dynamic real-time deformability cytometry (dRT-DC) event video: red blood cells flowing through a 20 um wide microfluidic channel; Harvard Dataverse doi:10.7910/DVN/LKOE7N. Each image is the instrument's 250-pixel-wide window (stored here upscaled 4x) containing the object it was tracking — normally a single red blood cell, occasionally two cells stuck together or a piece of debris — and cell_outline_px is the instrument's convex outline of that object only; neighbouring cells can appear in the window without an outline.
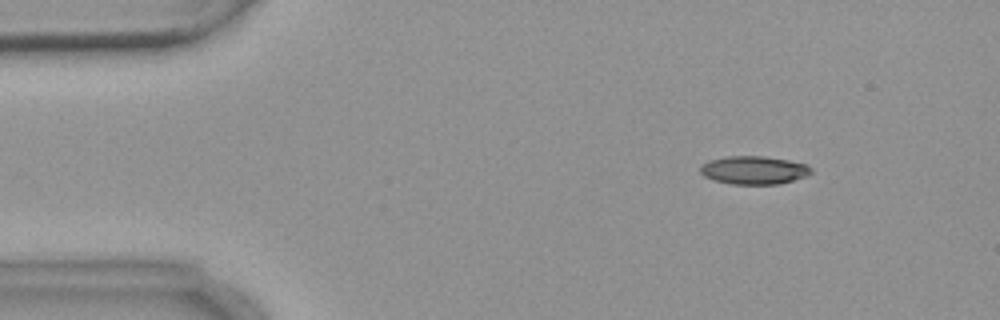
{"species": "common noctule bat (a hibernating species)", "species_latin": "Nyctalus noctula", "temperature_condition": "warm", "stored_images_in_passage": 4, "camera_frame_rate_fps": 3000, "um_per_image_px": 0.085, "animal": {"sex": "female", "body_mass_g": 18.4}, "frame": {"image": 1, "passage_image": 2, "time_ms": 1.333, "image_size_px": [1000, 320], "cell_outline_px": [[812, 172], [804, 176], [780, 184], [732, 184], [716, 180], [704, 176], [700, 172], [700, 164], [708, 160], [728, 156], [764, 156], [788, 160], [804, 164], [812, 168]], "centroid_in_image_um": [64.04, 14.45], "position_along_channel_um": 21.0, "area_um2": 18.09}}